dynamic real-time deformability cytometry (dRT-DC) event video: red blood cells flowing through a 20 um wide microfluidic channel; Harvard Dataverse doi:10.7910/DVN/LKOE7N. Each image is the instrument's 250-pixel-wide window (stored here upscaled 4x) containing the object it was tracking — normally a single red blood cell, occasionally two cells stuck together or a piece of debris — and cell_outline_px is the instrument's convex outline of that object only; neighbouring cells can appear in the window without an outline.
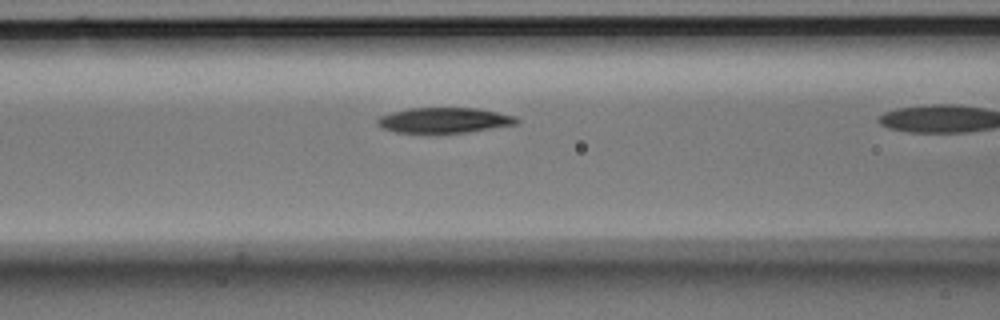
{"species": "Egyptian fruit bat (a non-hibernating species)", "species_latin": "Rousettus aegyptiacus", "temperature_condition": "room temperature", "stored_images_in_passage": 11, "camera_frame_rate_fps": 3000, "um_per_image_px": 0.085, "animal": {"sex": "male"}, "frame": {"image": 1, "passage_image": 7, "time_ms": 2.0, "image_size_px": [1000, 320], "cell_outline_px": [[520, 120], [516, 124], [468, 132], [396, 132], [380, 128], [376, 124], [376, 120], [380, 116], [392, 112], [408, 108], [476, 108], [516, 116]], "centroid_in_image_um": [37.73, 10.21], "position_along_channel_um": 128.9, "area_um2": 20.4}}
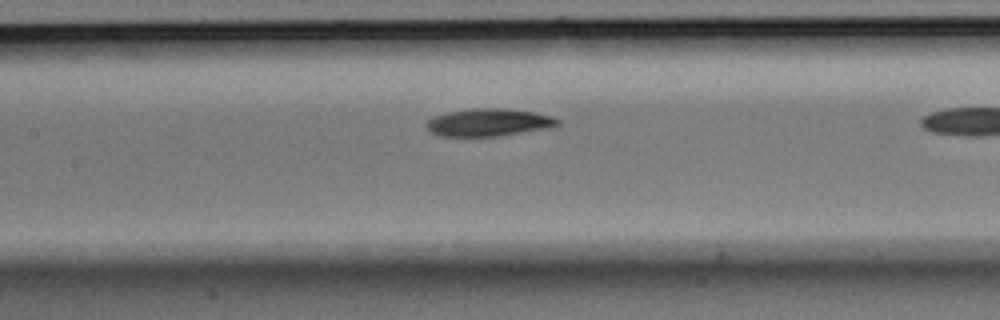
{"frame": {"image": 2, "passage_image": 10, "time_ms": 3.0, "image_size_px": [1000, 320], "cell_outline_px": [[560, 124], [552, 128], [496, 136], [440, 136], [432, 132], [428, 128], [428, 120], [432, 116], [448, 112], [472, 108], [504, 108], [536, 112], [552, 116], [560, 120]], "centroid_in_image_um": [41.6, 10.4], "position_along_channel_um": 165.8, "area_um2": 21.15}}